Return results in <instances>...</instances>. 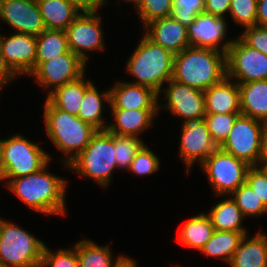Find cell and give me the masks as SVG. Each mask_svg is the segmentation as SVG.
I'll use <instances>...</instances> for the list:
<instances>
[{
  "label": "cell",
  "mask_w": 267,
  "mask_h": 267,
  "mask_svg": "<svg viewBox=\"0 0 267 267\" xmlns=\"http://www.w3.org/2000/svg\"><path fill=\"white\" fill-rule=\"evenodd\" d=\"M47 166L49 163L35 173L10 179L6 186L34 211L43 215L64 214L67 181L49 173Z\"/></svg>",
  "instance_id": "cell-1"
},
{
  "label": "cell",
  "mask_w": 267,
  "mask_h": 267,
  "mask_svg": "<svg viewBox=\"0 0 267 267\" xmlns=\"http://www.w3.org/2000/svg\"><path fill=\"white\" fill-rule=\"evenodd\" d=\"M226 76V53L187 47L174 55L172 79L205 91Z\"/></svg>",
  "instance_id": "cell-2"
},
{
  "label": "cell",
  "mask_w": 267,
  "mask_h": 267,
  "mask_svg": "<svg viewBox=\"0 0 267 267\" xmlns=\"http://www.w3.org/2000/svg\"><path fill=\"white\" fill-rule=\"evenodd\" d=\"M45 131L54 145L67 155L64 165L75 159L90 143L91 137L98 131L78 116L53 106L47 99L44 106Z\"/></svg>",
  "instance_id": "cell-3"
},
{
  "label": "cell",
  "mask_w": 267,
  "mask_h": 267,
  "mask_svg": "<svg viewBox=\"0 0 267 267\" xmlns=\"http://www.w3.org/2000/svg\"><path fill=\"white\" fill-rule=\"evenodd\" d=\"M126 65L128 73L138 79L129 83L147 86L159 94L162 85L173 77L174 54L143 35Z\"/></svg>",
  "instance_id": "cell-4"
},
{
  "label": "cell",
  "mask_w": 267,
  "mask_h": 267,
  "mask_svg": "<svg viewBox=\"0 0 267 267\" xmlns=\"http://www.w3.org/2000/svg\"><path fill=\"white\" fill-rule=\"evenodd\" d=\"M115 157L114 134L98 130L87 147L68 166L81 177L91 178L105 188L109 186L113 170L117 168Z\"/></svg>",
  "instance_id": "cell-5"
},
{
  "label": "cell",
  "mask_w": 267,
  "mask_h": 267,
  "mask_svg": "<svg viewBox=\"0 0 267 267\" xmlns=\"http://www.w3.org/2000/svg\"><path fill=\"white\" fill-rule=\"evenodd\" d=\"M45 244L16 223L0 221V266L40 267Z\"/></svg>",
  "instance_id": "cell-6"
},
{
  "label": "cell",
  "mask_w": 267,
  "mask_h": 267,
  "mask_svg": "<svg viewBox=\"0 0 267 267\" xmlns=\"http://www.w3.org/2000/svg\"><path fill=\"white\" fill-rule=\"evenodd\" d=\"M3 157L2 181L23 177L43 169L51 156L38 144L21 135L0 139Z\"/></svg>",
  "instance_id": "cell-7"
},
{
  "label": "cell",
  "mask_w": 267,
  "mask_h": 267,
  "mask_svg": "<svg viewBox=\"0 0 267 267\" xmlns=\"http://www.w3.org/2000/svg\"><path fill=\"white\" fill-rule=\"evenodd\" d=\"M265 125L263 121L240 114L219 147L250 166H259Z\"/></svg>",
  "instance_id": "cell-8"
},
{
  "label": "cell",
  "mask_w": 267,
  "mask_h": 267,
  "mask_svg": "<svg viewBox=\"0 0 267 267\" xmlns=\"http://www.w3.org/2000/svg\"><path fill=\"white\" fill-rule=\"evenodd\" d=\"M215 194H231L246 182V176L251 167L245 161L238 159L218 147L201 164Z\"/></svg>",
  "instance_id": "cell-9"
},
{
  "label": "cell",
  "mask_w": 267,
  "mask_h": 267,
  "mask_svg": "<svg viewBox=\"0 0 267 267\" xmlns=\"http://www.w3.org/2000/svg\"><path fill=\"white\" fill-rule=\"evenodd\" d=\"M226 76L237 84L267 80V56L238 37L226 53Z\"/></svg>",
  "instance_id": "cell-10"
},
{
  "label": "cell",
  "mask_w": 267,
  "mask_h": 267,
  "mask_svg": "<svg viewBox=\"0 0 267 267\" xmlns=\"http://www.w3.org/2000/svg\"><path fill=\"white\" fill-rule=\"evenodd\" d=\"M168 87L162 89L166 104L158 105V110L166 109L178 117L184 118L183 123L203 120L206 115L204 91L179 83L172 78Z\"/></svg>",
  "instance_id": "cell-11"
},
{
  "label": "cell",
  "mask_w": 267,
  "mask_h": 267,
  "mask_svg": "<svg viewBox=\"0 0 267 267\" xmlns=\"http://www.w3.org/2000/svg\"><path fill=\"white\" fill-rule=\"evenodd\" d=\"M96 13L97 10L81 12L65 30L69 50L86 63L88 51L104 50L105 46L101 27L102 18Z\"/></svg>",
  "instance_id": "cell-12"
},
{
  "label": "cell",
  "mask_w": 267,
  "mask_h": 267,
  "mask_svg": "<svg viewBox=\"0 0 267 267\" xmlns=\"http://www.w3.org/2000/svg\"><path fill=\"white\" fill-rule=\"evenodd\" d=\"M86 62L72 51L60 55L50 61L39 64L29 76H34L36 82L44 88L54 89L79 79L85 74ZM52 88V89H51Z\"/></svg>",
  "instance_id": "cell-13"
},
{
  "label": "cell",
  "mask_w": 267,
  "mask_h": 267,
  "mask_svg": "<svg viewBox=\"0 0 267 267\" xmlns=\"http://www.w3.org/2000/svg\"><path fill=\"white\" fill-rule=\"evenodd\" d=\"M182 124L179 156L185 162L188 174L194 162L197 161L201 165L218 146L212 140L204 120Z\"/></svg>",
  "instance_id": "cell-14"
},
{
  "label": "cell",
  "mask_w": 267,
  "mask_h": 267,
  "mask_svg": "<svg viewBox=\"0 0 267 267\" xmlns=\"http://www.w3.org/2000/svg\"><path fill=\"white\" fill-rule=\"evenodd\" d=\"M225 17H218L209 13L199 14L194 22L187 27L189 47L211 48L227 53L233 40L220 42L225 39L227 26Z\"/></svg>",
  "instance_id": "cell-15"
},
{
  "label": "cell",
  "mask_w": 267,
  "mask_h": 267,
  "mask_svg": "<svg viewBox=\"0 0 267 267\" xmlns=\"http://www.w3.org/2000/svg\"><path fill=\"white\" fill-rule=\"evenodd\" d=\"M0 20L15 32L36 37L46 29L34 0H0Z\"/></svg>",
  "instance_id": "cell-16"
},
{
  "label": "cell",
  "mask_w": 267,
  "mask_h": 267,
  "mask_svg": "<svg viewBox=\"0 0 267 267\" xmlns=\"http://www.w3.org/2000/svg\"><path fill=\"white\" fill-rule=\"evenodd\" d=\"M0 46L5 64L15 75L29 76L35 69L36 36L18 32L8 37L0 34Z\"/></svg>",
  "instance_id": "cell-17"
},
{
  "label": "cell",
  "mask_w": 267,
  "mask_h": 267,
  "mask_svg": "<svg viewBox=\"0 0 267 267\" xmlns=\"http://www.w3.org/2000/svg\"><path fill=\"white\" fill-rule=\"evenodd\" d=\"M158 93L153 89L127 82H118L110 89L111 109H158Z\"/></svg>",
  "instance_id": "cell-18"
},
{
  "label": "cell",
  "mask_w": 267,
  "mask_h": 267,
  "mask_svg": "<svg viewBox=\"0 0 267 267\" xmlns=\"http://www.w3.org/2000/svg\"><path fill=\"white\" fill-rule=\"evenodd\" d=\"M143 28L148 39L174 55L189 47L187 27L172 16L156 19Z\"/></svg>",
  "instance_id": "cell-19"
},
{
  "label": "cell",
  "mask_w": 267,
  "mask_h": 267,
  "mask_svg": "<svg viewBox=\"0 0 267 267\" xmlns=\"http://www.w3.org/2000/svg\"><path fill=\"white\" fill-rule=\"evenodd\" d=\"M225 76L204 91L206 114H241L238 84Z\"/></svg>",
  "instance_id": "cell-20"
},
{
  "label": "cell",
  "mask_w": 267,
  "mask_h": 267,
  "mask_svg": "<svg viewBox=\"0 0 267 267\" xmlns=\"http://www.w3.org/2000/svg\"><path fill=\"white\" fill-rule=\"evenodd\" d=\"M115 123H109L107 131L120 136L138 137L144 130L152 125L158 109H111Z\"/></svg>",
  "instance_id": "cell-21"
},
{
  "label": "cell",
  "mask_w": 267,
  "mask_h": 267,
  "mask_svg": "<svg viewBox=\"0 0 267 267\" xmlns=\"http://www.w3.org/2000/svg\"><path fill=\"white\" fill-rule=\"evenodd\" d=\"M248 237V238H247ZM231 267H267V235H244L229 263Z\"/></svg>",
  "instance_id": "cell-22"
},
{
  "label": "cell",
  "mask_w": 267,
  "mask_h": 267,
  "mask_svg": "<svg viewBox=\"0 0 267 267\" xmlns=\"http://www.w3.org/2000/svg\"><path fill=\"white\" fill-rule=\"evenodd\" d=\"M241 115L267 123V80L238 84Z\"/></svg>",
  "instance_id": "cell-23"
},
{
  "label": "cell",
  "mask_w": 267,
  "mask_h": 267,
  "mask_svg": "<svg viewBox=\"0 0 267 267\" xmlns=\"http://www.w3.org/2000/svg\"><path fill=\"white\" fill-rule=\"evenodd\" d=\"M85 74L79 79L57 87L47 94L46 99L58 109L78 116L86 89L93 83L85 80Z\"/></svg>",
  "instance_id": "cell-24"
},
{
  "label": "cell",
  "mask_w": 267,
  "mask_h": 267,
  "mask_svg": "<svg viewBox=\"0 0 267 267\" xmlns=\"http://www.w3.org/2000/svg\"><path fill=\"white\" fill-rule=\"evenodd\" d=\"M44 26L48 30H63L81 13L66 0H37Z\"/></svg>",
  "instance_id": "cell-25"
},
{
  "label": "cell",
  "mask_w": 267,
  "mask_h": 267,
  "mask_svg": "<svg viewBox=\"0 0 267 267\" xmlns=\"http://www.w3.org/2000/svg\"><path fill=\"white\" fill-rule=\"evenodd\" d=\"M110 105V89L100 94L98 89L92 83L85 91V95L80 105L78 117L97 130H106L108 124L104 122L103 110L105 108L103 101ZM105 123V124H104Z\"/></svg>",
  "instance_id": "cell-26"
},
{
  "label": "cell",
  "mask_w": 267,
  "mask_h": 267,
  "mask_svg": "<svg viewBox=\"0 0 267 267\" xmlns=\"http://www.w3.org/2000/svg\"><path fill=\"white\" fill-rule=\"evenodd\" d=\"M207 215L215 230L247 233L242 225L245 216L231 196L213 206Z\"/></svg>",
  "instance_id": "cell-27"
},
{
  "label": "cell",
  "mask_w": 267,
  "mask_h": 267,
  "mask_svg": "<svg viewBox=\"0 0 267 267\" xmlns=\"http://www.w3.org/2000/svg\"><path fill=\"white\" fill-rule=\"evenodd\" d=\"M79 267H116L126 256L113 259L111 246H99L91 240L83 239L75 244Z\"/></svg>",
  "instance_id": "cell-28"
},
{
  "label": "cell",
  "mask_w": 267,
  "mask_h": 267,
  "mask_svg": "<svg viewBox=\"0 0 267 267\" xmlns=\"http://www.w3.org/2000/svg\"><path fill=\"white\" fill-rule=\"evenodd\" d=\"M215 229L206 213L193 216L182 226L177 241L197 250H201L212 237Z\"/></svg>",
  "instance_id": "cell-29"
},
{
  "label": "cell",
  "mask_w": 267,
  "mask_h": 267,
  "mask_svg": "<svg viewBox=\"0 0 267 267\" xmlns=\"http://www.w3.org/2000/svg\"><path fill=\"white\" fill-rule=\"evenodd\" d=\"M36 39L35 68L43 62L50 61L70 51L66 32L63 30L45 29Z\"/></svg>",
  "instance_id": "cell-30"
},
{
  "label": "cell",
  "mask_w": 267,
  "mask_h": 267,
  "mask_svg": "<svg viewBox=\"0 0 267 267\" xmlns=\"http://www.w3.org/2000/svg\"><path fill=\"white\" fill-rule=\"evenodd\" d=\"M247 234L248 233L215 230L212 237L200 251L210 257H222V259L229 264L235 249L239 246L244 235Z\"/></svg>",
  "instance_id": "cell-31"
},
{
  "label": "cell",
  "mask_w": 267,
  "mask_h": 267,
  "mask_svg": "<svg viewBox=\"0 0 267 267\" xmlns=\"http://www.w3.org/2000/svg\"><path fill=\"white\" fill-rule=\"evenodd\" d=\"M231 197L245 217H260L267 213V207L246 182L233 191Z\"/></svg>",
  "instance_id": "cell-32"
},
{
  "label": "cell",
  "mask_w": 267,
  "mask_h": 267,
  "mask_svg": "<svg viewBox=\"0 0 267 267\" xmlns=\"http://www.w3.org/2000/svg\"><path fill=\"white\" fill-rule=\"evenodd\" d=\"M144 145L140 137L114 134L115 160L118 169L128 170L135 155Z\"/></svg>",
  "instance_id": "cell-33"
},
{
  "label": "cell",
  "mask_w": 267,
  "mask_h": 267,
  "mask_svg": "<svg viewBox=\"0 0 267 267\" xmlns=\"http://www.w3.org/2000/svg\"><path fill=\"white\" fill-rule=\"evenodd\" d=\"M240 114H206L204 121L212 140L219 147L229 136L236 118Z\"/></svg>",
  "instance_id": "cell-34"
},
{
  "label": "cell",
  "mask_w": 267,
  "mask_h": 267,
  "mask_svg": "<svg viewBox=\"0 0 267 267\" xmlns=\"http://www.w3.org/2000/svg\"><path fill=\"white\" fill-rule=\"evenodd\" d=\"M142 25L171 16L172 0H142L136 7Z\"/></svg>",
  "instance_id": "cell-35"
},
{
  "label": "cell",
  "mask_w": 267,
  "mask_h": 267,
  "mask_svg": "<svg viewBox=\"0 0 267 267\" xmlns=\"http://www.w3.org/2000/svg\"><path fill=\"white\" fill-rule=\"evenodd\" d=\"M205 0H172L171 16L188 27L204 12Z\"/></svg>",
  "instance_id": "cell-36"
},
{
  "label": "cell",
  "mask_w": 267,
  "mask_h": 267,
  "mask_svg": "<svg viewBox=\"0 0 267 267\" xmlns=\"http://www.w3.org/2000/svg\"><path fill=\"white\" fill-rule=\"evenodd\" d=\"M229 13L234 22L245 28L256 25L257 0H231Z\"/></svg>",
  "instance_id": "cell-37"
},
{
  "label": "cell",
  "mask_w": 267,
  "mask_h": 267,
  "mask_svg": "<svg viewBox=\"0 0 267 267\" xmlns=\"http://www.w3.org/2000/svg\"><path fill=\"white\" fill-rule=\"evenodd\" d=\"M40 267H79L77 251L74 247L52 252L45 245Z\"/></svg>",
  "instance_id": "cell-38"
},
{
  "label": "cell",
  "mask_w": 267,
  "mask_h": 267,
  "mask_svg": "<svg viewBox=\"0 0 267 267\" xmlns=\"http://www.w3.org/2000/svg\"><path fill=\"white\" fill-rule=\"evenodd\" d=\"M159 167L158 156L144 144L135 155L128 170L135 175L145 176L157 172L160 169Z\"/></svg>",
  "instance_id": "cell-39"
},
{
  "label": "cell",
  "mask_w": 267,
  "mask_h": 267,
  "mask_svg": "<svg viewBox=\"0 0 267 267\" xmlns=\"http://www.w3.org/2000/svg\"><path fill=\"white\" fill-rule=\"evenodd\" d=\"M246 183L267 207V170L264 167L251 166L247 172Z\"/></svg>",
  "instance_id": "cell-40"
},
{
  "label": "cell",
  "mask_w": 267,
  "mask_h": 267,
  "mask_svg": "<svg viewBox=\"0 0 267 267\" xmlns=\"http://www.w3.org/2000/svg\"><path fill=\"white\" fill-rule=\"evenodd\" d=\"M239 37L250 47L259 50L267 56V27L252 26L245 28Z\"/></svg>",
  "instance_id": "cell-41"
},
{
  "label": "cell",
  "mask_w": 267,
  "mask_h": 267,
  "mask_svg": "<svg viewBox=\"0 0 267 267\" xmlns=\"http://www.w3.org/2000/svg\"><path fill=\"white\" fill-rule=\"evenodd\" d=\"M231 0H205L204 12L218 17L229 13Z\"/></svg>",
  "instance_id": "cell-42"
},
{
  "label": "cell",
  "mask_w": 267,
  "mask_h": 267,
  "mask_svg": "<svg viewBox=\"0 0 267 267\" xmlns=\"http://www.w3.org/2000/svg\"><path fill=\"white\" fill-rule=\"evenodd\" d=\"M73 4L81 12H90L99 10L102 7V3L99 0H66Z\"/></svg>",
  "instance_id": "cell-43"
},
{
  "label": "cell",
  "mask_w": 267,
  "mask_h": 267,
  "mask_svg": "<svg viewBox=\"0 0 267 267\" xmlns=\"http://www.w3.org/2000/svg\"><path fill=\"white\" fill-rule=\"evenodd\" d=\"M15 75L10 68L5 64L1 46H0V92L4 85H8L10 80H13Z\"/></svg>",
  "instance_id": "cell-44"
},
{
  "label": "cell",
  "mask_w": 267,
  "mask_h": 267,
  "mask_svg": "<svg viewBox=\"0 0 267 267\" xmlns=\"http://www.w3.org/2000/svg\"><path fill=\"white\" fill-rule=\"evenodd\" d=\"M256 25L267 27V0H257Z\"/></svg>",
  "instance_id": "cell-45"
},
{
  "label": "cell",
  "mask_w": 267,
  "mask_h": 267,
  "mask_svg": "<svg viewBox=\"0 0 267 267\" xmlns=\"http://www.w3.org/2000/svg\"><path fill=\"white\" fill-rule=\"evenodd\" d=\"M259 165L260 167L267 165V123L265 125V130L263 134Z\"/></svg>",
  "instance_id": "cell-46"
},
{
  "label": "cell",
  "mask_w": 267,
  "mask_h": 267,
  "mask_svg": "<svg viewBox=\"0 0 267 267\" xmlns=\"http://www.w3.org/2000/svg\"><path fill=\"white\" fill-rule=\"evenodd\" d=\"M134 259L130 257H125L116 267H137Z\"/></svg>",
  "instance_id": "cell-47"
},
{
  "label": "cell",
  "mask_w": 267,
  "mask_h": 267,
  "mask_svg": "<svg viewBox=\"0 0 267 267\" xmlns=\"http://www.w3.org/2000/svg\"><path fill=\"white\" fill-rule=\"evenodd\" d=\"M3 177V157H2V148L0 145V181H2Z\"/></svg>",
  "instance_id": "cell-48"
},
{
  "label": "cell",
  "mask_w": 267,
  "mask_h": 267,
  "mask_svg": "<svg viewBox=\"0 0 267 267\" xmlns=\"http://www.w3.org/2000/svg\"><path fill=\"white\" fill-rule=\"evenodd\" d=\"M124 1H127V2H134V5H136L135 7H137L138 4H139L142 0H124Z\"/></svg>",
  "instance_id": "cell-49"
},
{
  "label": "cell",
  "mask_w": 267,
  "mask_h": 267,
  "mask_svg": "<svg viewBox=\"0 0 267 267\" xmlns=\"http://www.w3.org/2000/svg\"><path fill=\"white\" fill-rule=\"evenodd\" d=\"M99 1L103 4V6H104L105 4H108L107 0H99Z\"/></svg>",
  "instance_id": "cell-50"
}]
</instances>
